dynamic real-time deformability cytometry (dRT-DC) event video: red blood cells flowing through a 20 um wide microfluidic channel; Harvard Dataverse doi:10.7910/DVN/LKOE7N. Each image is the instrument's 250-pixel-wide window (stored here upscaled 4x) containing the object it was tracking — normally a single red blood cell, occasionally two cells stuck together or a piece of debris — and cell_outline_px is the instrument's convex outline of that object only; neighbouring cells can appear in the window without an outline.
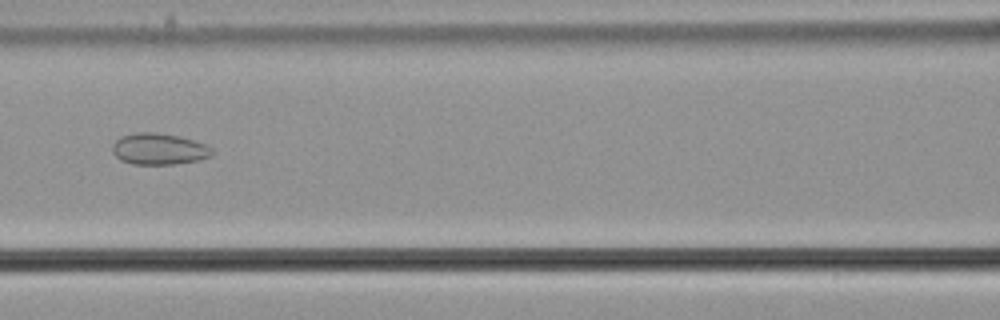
{"species": "common noctule bat (a hibernating species)", "species_latin": "Nyctalus noctula", "temperature_condition": "cold", "stored_images_in_passage": 20, "camera_frame_rate_fps": 3000, "um_per_image_px": 0.085, "animal": {"sex": "male", "body_mass_g": 21.5, "forearm_length_mm": 52.0}, "frame": {"image": 1, "passage_image": 8, "time_ms": 2.333, "image_size_px": [1000, 320], "cell_outline_px": [[212, 156], [200, 160], [172, 164], [132, 164], [120, 160], [112, 152], [112, 144], [120, 136], [132, 132], [156, 132], [180, 136], [208, 144], [212, 148]], "centroid_in_image_um": [13.51, 12.65], "position_along_channel_um": 153.1, "area_um2": 18.55}}
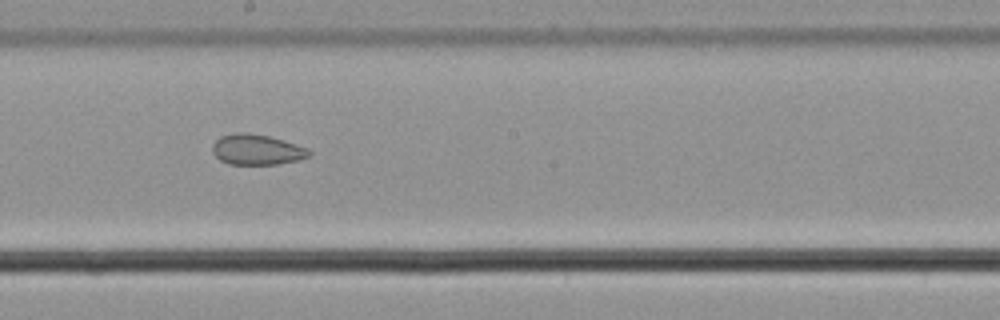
{"frame": {"image": 2, "passage_image": 14, "time_ms": 4.333, "image_size_px": [1000, 320], "cell_outline_px": [[312, 156], [300, 160], [276, 164], [228, 164], [220, 160], [212, 152], [212, 144], [220, 136], [236, 132], [248, 132], [268, 136], [284, 140], [308, 148], [312, 152]], "centroid_in_image_um": [21.85, 12.71], "position_along_channel_um": 226.4, "area_um2": 17.4}}
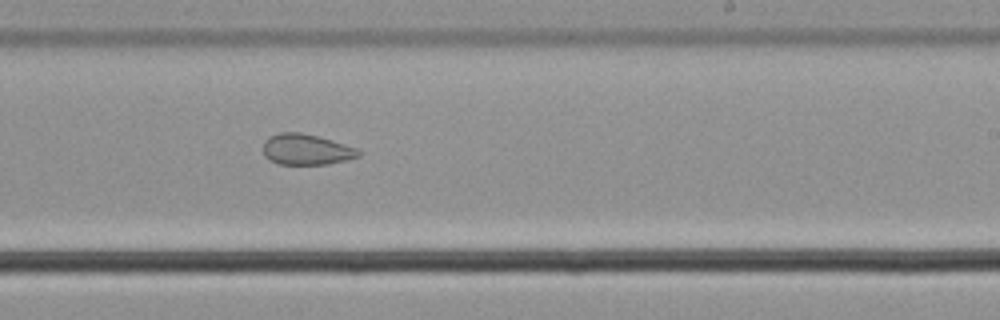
{"frame": {"image": 3, "passage_image": 17, "time_ms": 5.333, "image_size_px": [1000, 320], "cell_outline_px": [[360, 156], [348, 160], [328, 164], [280, 164], [264, 156], [264, 140], [268, 136], [280, 132], [300, 132], [332, 140], [356, 148], [360, 152]], "centroid_in_image_um": [26.03, 12.7], "position_along_channel_um": 263.0, "area_um2": 17.05}}